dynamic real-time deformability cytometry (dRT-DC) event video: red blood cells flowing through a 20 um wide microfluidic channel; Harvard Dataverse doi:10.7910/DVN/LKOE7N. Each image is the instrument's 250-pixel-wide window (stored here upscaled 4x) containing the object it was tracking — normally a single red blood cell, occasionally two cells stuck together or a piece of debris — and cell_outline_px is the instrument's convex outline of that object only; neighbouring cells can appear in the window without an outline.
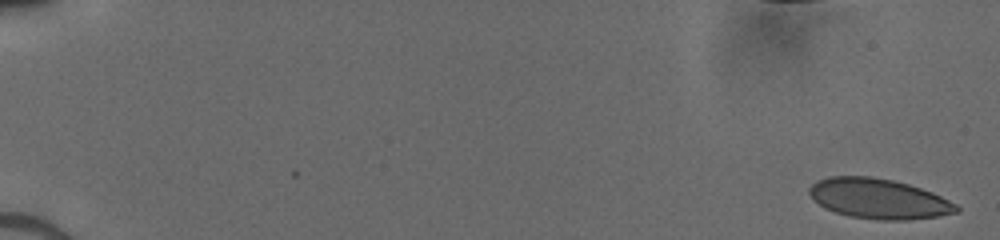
{"species": "human", "species_latin": "Homo sapiens", "temperature_condition": "cold", "stored_images_in_passage": 52, "camera_frame_rate_fps": 3000, "um_per_image_px": 0.085, "donor": {"sex": "male"}, "frame": {"image": 1, "passage_image": 2, "time_ms": 0.333, "image_size_px": [1000, 240], "cell_outline_px": [[960, 212], [936, 216], [908, 220], [880, 220], [848, 216], [824, 208], [808, 192], [808, 188], [816, 180], [828, 176], [872, 176], [892, 180], [908, 184], [932, 192], [956, 204], [960, 208]], "centroid_in_image_um": [74.68, 16.88], "position_along_channel_um": 10.3, "area_um2": 34.33}}
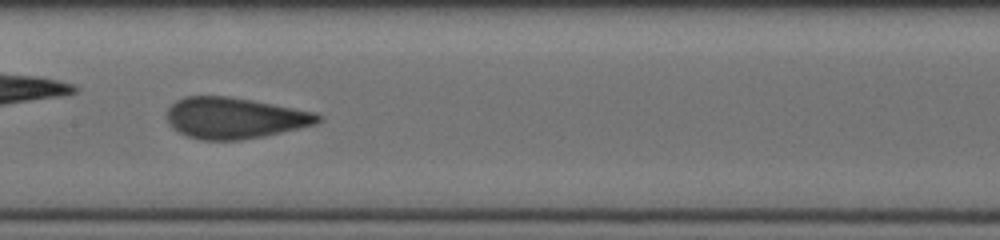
{"frame": {"image": 2, "passage_image": 29, "time_ms": 9.333, "image_size_px": [1000, 240], "cell_outline_px": [[324, 120], [316, 124], [300, 128], [264, 136], [240, 140], [200, 140], [188, 136], [172, 128], [168, 124], [168, 108], [176, 100], [184, 96], [224, 96], [248, 100], [316, 112], [324, 116]], "centroid_in_image_um": [19.96, 10.04], "position_along_channel_um": 187.4, "area_um2": 36.13}}
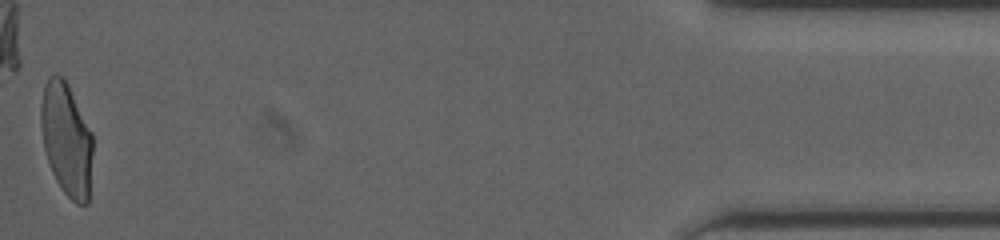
{"frame": {"image": 3, "passage_image": 52, "time_ms": 17.0, "image_size_px": [1000, 240], "cell_outline_px": [[92, 152], [88, 204], [76, 204], [60, 188], [52, 172], [44, 148], [40, 124], [40, 108], [44, 84], [48, 76], [56, 72], [68, 84], [92, 132]], "centroid_in_image_um": [5.64, 11.81], "position_along_channel_um": 429.6, "area_um2": 34.22}}